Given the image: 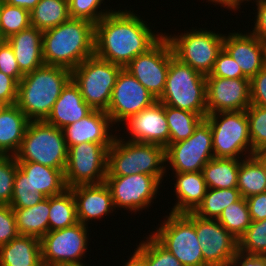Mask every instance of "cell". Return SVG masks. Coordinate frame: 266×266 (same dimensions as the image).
<instances>
[{"label":"cell","mask_w":266,"mask_h":266,"mask_svg":"<svg viewBox=\"0 0 266 266\" xmlns=\"http://www.w3.org/2000/svg\"><path fill=\"white\" fill-rule=\"evenodd\" d=\"M238 250L249 255L266 256V219L251 221L248 229L238 239Z\"/></svg>","instance_id":"cell-39"},{"label":"cell","mask_w":266,"mask_h":266,"mask_svg":"<svg viewBox=\"0 0 266 266\" xmlns=\"http://www.w3.org/2000/svg\"><path fill=\"white\" fill-rule=\"evenodd\" d=\"M251 104L266 108V65L250 80Z\"/></svg>","instance_id":"cell-47"},{"label":"cell","mask_w":266,"mask_h":266,"mask_svg":"<svg viewBox=\"0 0 266 266\" xmlns=\"http://www.w3.org/2000/svg\"><path fill=\"white\" fill-rule=\"evenodd\" d=\"M231 266H266V256L249 255L238 250Z\"/></svg>","instance_id":"cell-51"},{"label":"cell","mask_w":266,"mask_h":266,"mask_svg":"<svg viewBox=\"0 0 266 266\" xmlns=\"http://www.w3.org/2000/svg\"><path fill=\"white\" fill-rule=\"evenodd\" d=\"M217 221L239 239L251 224L246 198L242 197L239 201L228 205Z\"/></svg>","instance_id":"cell-36"},{"label":"cell","mask_w":266,"mask_h":266,"mask_svg":"<svg viewBox=\"0 0 266 266\" xmlns=\"http://www.w3.org/2000/svg\"><path fill=\"white\" fill-rule=\"evenodd\" d=\"M92 111L93 109L84 101L79 87L71 79L62 89L45 121L59 129H63L65 126L86 117Z\"/></svg>","instance_id":"cell-23"},{"label":"cell","mask_w":266,"mask_h":266,"mask_svg":"<svg viewBox=\"0 0 266 266\" xmlns=\"http://www.w3.org/2000/svg\"><path fill=\"white\" fill-rule=\"evenodd\" d=\"M18 163L15 156L0 155V205H10Z\"/></svg>","instance_id":"cell-43"},{"label":"cell","mask_w":266,"mask_h":266,"mask_svg":"<svg viewBox=\"0 0 266 266\" xmlns=\"http://www.w3.org/2000/svg\"><path fill=\"white\" fill-rule=\"evenodd\" d=\"M30 26V12L0 0V37L6 40Z\"/></svg>","instance_id":"cell-37"},{"label":"cell","mask_w":266,"mask_h":266,"mask_svg":"<svg viewBox=\"0 0 266 266\" xmlns=\"http://www.w3.org/2000/svg\"><path fill=\"white\" fill-rule=\"evenodd\" d=\"M251 221L266 219V192L246 198Z\"/></svg>","instance_id":"cell-50"},{"label":"cell","mask_w":266,"mask_h":266,"mask_svg":"<svg viewBox=\"0 0 266 266\" xmlns=\"http://www.w3.org/2000/svg\"><path fill=\"white\" fill-rule=\"evenodd\" d=\"M151 93L125 68L119 72L106 111L112 123L120 127L129 117L156 102Z\"/></svg>","instance_id":"cell-16"},{"label":"cell","mask_w":266,"mask_h":266,"mask_svg":"<svg viewBox=\"0 0 266 266\" xmlns=\"http://www.w3.org/2000/svg\"><path fill=\"white\" fill-rule=\"evenodd\" d=\"M256 4L253 7V10L256 12H252V14L256 15L253 17L255 21L254 26L252 25L251 30H249L252 34L258 37L262 42L266 43V0H258L253 2Z\"/></svg>","instance_id":"cell-49"},{"label":"cell","mask_w":266,"mask_h":266,"mask_svg":"<svg viewBox=\"0 0 266 266\" xmlns=\"http://www.w3.org/2000/svg\"><path fill=\"white\" fill-rule=\"evenodd\" d=\"M90 231L87 225L79 222L68 228L48 231L40 239L43 266H87L84 260L89 252Z\"/></svg>","instance_id":"cell-11"},{"label":"cell","mask_w":266,"mask_h":266,"mask_svg":"<svg viewBox=\"0 0 266 266\" xmlns=\"http://www.w3.org/2000/svg\"><path fill=\"white\" fill-rule=\"evenodd\" d=\"M119 133L108 149L107 176L149 174L163 182L166 174L165 148L156 144L124 140Z\"/></svg>","instance_id":"cell-4"},{"label":"cell","mask_w":266,"mask_h":266,"mask_svg":"<svg viewBox=\"0 0 266 266\" xmlns=\"http://www.w3.org/2000/svg\"><path fill=\"white\" fill-rule=\"evenodd\" d=\"M165 116L170 133V144L189 138L203 116L165 105Z\"/></svg>","instance_id":"cell-35"},{"label":"cell","mask_w":266,"mask_h":266,"mask_svg":"<svg viewBox=\"0 0 266 266\" xmlns=\"http://www.w3.org/2000/svg\"><path fill=\"white\" fill-rule=\"evenodd\" d=\"M111 145L83 142L68 147L64 171L67 188L104 183L107 176L108 149Z\"/></svg>","instance_id":"cell-12"},{"label":"cell","mask_w":266,"mask_h":266,"mask_svg":"<svg viewBox=\"0 0 266 266\" xmlns=\"http://www.w3.org/2000/svg\"><path fill=\"white\" fill-rule=\"evenodd\" d=\"M206 2H209L210 4H213L216 6L224 7L225 9H229V11H240L241 5H242V0H206ZM215 3V4H214Z\"/></svg>","instance_id":"cell-52"},{"label":"cell","mask_w":266,"mask_h":266,"mask_svg":"<svg viewBox=\"0 0 266 266\" xmlns=\"http://www.w3.org/2000/svg\"><path fill=\"white\" fill-rule=\"evenodd\" d=\"M17 96L18 82L0 71V102L5 106L14 105L17 102Z\"/></svg>","instance_id":"cell-48"},{"label":"cell","mask_w":266,"mask_h":266,"mask_svg":"<svg viewBox=\"0 0 266 266\" xmlns=\"http://www.w3.org/2000/svg\"><path fill=\"white\" fill-rule=\"evenodd\" d=\"M256 155L261 159V161L265 164L266 166V148L260 150Z\"/></svg>","instance_id":"cell-55"},{"label":"cell","mask_w":266,"mask_h":266,"mask_svg":"<svg viewBox=\"0 0 266 266\" xmlns=\"http://www.w3.org/2000/svg\"><path fill=\"white\" fill-rule=\"evenodd\" d=\"M18 168L28 177L30 185L45 197L63 193L67 188L60 169L29 161H17Z\"/></svg>","instance_id":"cell-28"},{"label":"cell","mask_w":266,"mask_h":266,"mask_svg":"<svg viewBox=\"0 0 266 266\" xmlns=\"http://www.w3.org/2000/svg\"><path fill=\"white\" fill-rule=\"evenodd\" d=\"M247 1L250 2V1H252V0H242V4H243V3H244V4L248 3ZM253 1L255 2V1H258V0H253Z\"/></svg>","instance_id":"cell-56"},{"label":"cell","mask_w":266,"mask_h":266,"mask_svg":"<svg viewBox=\"0 0 266 266\" xmlns=\"http://www.w3.org/2000/svg\"><path fill=\"white\" fill-rule=\"evenodd\" d=\"M122 266H147L146 261L134 250Z\"/></svg>","instance_id":"cell-54"},{"label":"cell","mask_w":266,"mask_h":266,"mask_svg":"<svg viewBox=\"0 0 266 266\" xmlns=\"http://www.w3.org/2000/svg\"><path fill=\"white\" fill-rule=\"evenodd\" d=\"M198 242L207 266H231L238 251V239L217 219H204L195 214Z\"/></svg>","instance_id":"cell-17"},{"label":"cell","mask_w":266,"mask_h":266,"mask_svg":"<svg viewBox=\"0 0 266 266\" xmlns=\"http://www.w3.org/2000/svg\"><path fill=\"white\" fill-rule=\"evenodd\" d=\"M175 180L174 193L176 203H173L171 213L193 212L202 202L207 192V185L202 172L179 173L172 172Z\"/></svg>","instance_id":"cell-25"},{"label":"cell","mask_w":266,"mask_h":266,"mask_svg":"<svg viewBox=\"0 0 266 266\" xmlns=\"http://www.w3.org/2000/svg\"><path fill=\"white\" fill-rule=\"evenodd\" d=\"M146 237L139 245L136 244L134 250L146 261L147 266H184L151 234Z\"/></svg>","instance_id":"cell-38"},{"label":"cell","mask_w":266,"mask_h":266,"mask_svg":"<svg viewBox=\"0 0 266 266\" xmlns=\"http://www.w3.org/2000/svg\"><path fill=\"white\" fill-rule=\"evenodd\" d=\"M105 184L110 189L115 209L118 211L123 208L136 215V212L146 211L152 207V203H156L153 200L160 195V186L163 187L156 176L143 173L106 176Z\"/></svg>","instance_id":"cell-14"},{"label":"cell","mask_w":266,"mask_h":266,"mask_svg":"<svg viewBox=\"0 0 266 266\" xmlns=\"http://www.w3.org/2000/svg\"><path fill=\"white\" fill-rule=\"evenodd\" d=\"M4 106L5 105L0 102V111L4 108Z\"/></svg>","instance_id":"cell-57"},{"label":"cell","mask_w":266,"mask_h":266,"mask_svg":"<svg viewBox=\"0 0 266 266\" xmlns=\"http://www.w3.org/2000/svg\"><path fill=\"white\" fill-rule=\"evenodd\" d=\"M125 122L122 123L123 128L117 129L119 133L126 126L127 130L126 132L124 130V133L127 135H124V140L156 144L164 148L170 144L165 105L158 100L146 109L132 115Z\"/></svg>","instance_id":"cell-18"},{"label":"cell","mask_w":266,"mask_h":266,"mask_svg":"<svg viewBox=\"0 0 266 266\" xmlns=\"http://www.w3.org/2000/svg\"><path fill=\"white\" fill-rule=\"evenodd\" d=\"M29 122L16 104L4 106L0 111V155L18 152Z\"/></svg>","instance_id":"cell-26"},{"label":"cell","mask_w":266,"mask_h":266,"mask_svg":"<svg viewBox=\"0 0 266 266\" xmlns=\"http://www.w3.org/2000/svg\"><path fill=\"white\" fill-rule=\"evenodd\" d=\"M150 234L184 266H207L195 229V214L169 213Z\"/></svg>","instance_id":"cell-7"},{"label":"cell","mask_w":266,"mask_h":266,"mask_svg":"<svg viewBox=\"0 0 266 266\" xmlns=\"http://www.w3.org/2000/svg\"><path fill=\"white\" fill-rule=\"evenodd\" d=\"M0 266H43L40 239L19 235L0 247Z\"/></svg>","instance_id":"cell-27"},{"label":"cell","mask_w":266,"mask_h":266,"mask_svg":"<svg viewBox=\"0 0 266 266\" xmlns=\"http://www.w3.org/2000/svg\"><path fill=\"white\" fill-rule=\"evenodd\" d=\"M105 3H107L105 0H68L70 18L83 19L97 24L108 13L117 9L116 7L109 9L104 6ZM102 4L105 9L102 8Z\"/></svg>","instance_id":"cell-41"},{"label":"cell","mask_w":266,"mask_h":266,"mask_svg":"<svg viewBox=\"0 0 266 266\" xmlns=\"http://www.w3.org/2000/svg\"><path fill=\"white\" fill-rule=\"evenodd\" d=\"M70 80L71 70L44 64L19 81L16 105L30 121L46 120Z\"/></svg>","instance_id":"cell-3"},{"label":"cell","mask_w":266,"mask_h":266,"mask_svg":"<svg viewBox=\"0 0 266 266\" xmlns=\"http://www.w3.org/2000/svg\"><path fill=\"white\" fill-rule=\"evenodd\" d=\"M19 235L13 209L10 205H0V247Z\"/></svg>","instance_id":"cell-45"},{"label":"cell","mask_w":266,"mask_h":266,"mask_svg":"<svg viewBox=\"0 0 266 266\" xmlns=\"http://www.w3.org/2000/svg\"><path fill=\"white\" fill-rule=\"evenodd\" d=\"M20 235L41 239L49 231L50 197L28 208H12Z\"/></svg>","instance_id":"cell-29"},{"label":"cell","mask_w":266,"mask_h":266,"mask_svg":"<svg viewBox=\"0 0 266 266\" xmlns=\"http://www.w3.org/2000/svg\"><path fill=\"white\" fill-rule=\"evenodd\" d=\"M113 125L112 120L105 111L93 110L81 120L65 126L62 131L67 147L83 142L113 144L117 136L114 132H118V130H115L118 127H113Z\"/></svg>","instance_id":"cell-22"},{"label":"cell","mask_w":266,"mask_h":266,"mask_svg":"<svg viewBox=\"0 0 266 266\" xmlns=\"http://www.w3.org/2000/svg\"><path fill=\"white\" fill-rule=\"evenodd\" d=\"M70 18L68 0H40L30 11V25L45 31Z\"/></svg>","instance_id":"cell-32"},{"label":"cell","mask_w":266,"mask_h":266,"mask_svg":"<svg viewBox=\"0 0 266 266\" xmlns=\"http://www.w3.org/2000/svg\"><path fill=\"white\" fill-rule=\"evenodd\" d=\"M241 198L238 188H208L202 202L193 213L204 219H218L228 205Z\"/></svg>","instance_id":"cell-34"},{"label":"cell","mask_w":266,"mask_h":266,"mask_svg":"<svg viewBox=\"0 0 266 266\" xmlns=\"http://www.w3.org/2000/svg\"><path fill=\"white\" fill-rule=\"evenodd\" d=\"M207 114L242 111L251 105L249 79L206 76Z\"/></svg>","instance_id":"cell-19"},{"label":"cell","mask_w":266,"mask_h":266,"mask_svg":"<svg viewBox=\"0 0 266 266\" xmlns=\"http://www.w3.org/2000/svg\"><path fill=\"white\" fill-rule=\"evenodd\" d=\"M162 104L207 115L206 76L176 57L170 59L165 89L158 99Z\"/></svg>","instance_id":"cell-5"},{"label":"cell","mask_w":266,"mask_h":266,"mask_svg":"<svg viewBox=\"0 0 266 266\" xmlns=\"http://www.w3.org/2000/svg\"><path fill=\"white\" fill-rule=\"evenodd\" d=\"M173 56L171 44L163 36L147 52L135 57L125 69L158 100L164 92L170 59Z\"/></svg>","instance_id":"cell-15"},{"label":"cell","mask_w":266,"mask_h":266,"mask_svg":"<svg viewBox=\"0 0 266 266\" xmlns=\"http://www.w3.org/2000/svg\"><path fill=\"white\" fill-rule=\"evenodd\" d=\"M246 113L252 150L256 154L266 148V108L251 104Z\"/></svg>","instance_id":"cell-42"},{"label":"cell","mask_w":266,"mask_h":266,"mask_svg":"<svg viewBox=\"0 0 266 266\" xmlns=\"http://www.w3.org/2000/svg\"><path fill=\"white\" fill-rule=\"evenodd\" d=\"M213 158L212 131L204 118L189 138L165 148L166 173L169 171L167 169L179 173L202 172L206 163Z\"/></svg>","instance_id":"cell-13"},{"label":"cell","mask_w":266,"mask_h":266,"mask_svg":"<svg viewBox=\"0 0 266 266\" xmlns=\"http://www.w3.org/2000/svg\"><path fill=\"white\" fill-rule=\"evenodd\" d=\"M2 1L12 6L24 8L30 12L40 0H2Z\"/></svg>","instance_id":"cell-53"},{"label":"cell","mask_w":266,"mask_h":266,"mask_svg":"<svg viewBox=\"0 0 266 266\" xmlns=\"http://www.w3.org/2000/svg\"><path fill=\"white\" fill-rule=\"evenodd\" d=\"M265 64H266V46H265Z\"/></svg>","instance_id":"cell-58"},{"label":"cell","mask_w":266,"mask_h":266,"mask_svg":"<svg viewBox=\"0 0 266 266\" xmlns=\"http://www.w3.org/2000/svg\"><path fill=\"white\" fill-rule=\"evenodd\" d=\"M207 76L228 79H247L243 75L241 67L237 65V62L228 54V52L224 48L218 54L212 72Z\"/></svg>","instance_id":"cell-44"},{"label":"cell","mask_w":266,"mask_h":266,"mask_svg":"<svg viewBox=\"0 0 266 266\" xmlns=\"http://www.w3.org/2000/svg\"><path fill=\"white\" fill-rule=\"evenodd\" d=\"M237 188L243 198L266 192V166L257 155L240 161Z\"/></svg>","instance_id":"cell-30"},{"label":"cell","mask_w":266,"mask_h":266,"mask_svg":"<svg viewBox=\"0 0 266 266\" xmlns=\"http://www.w3.org/2000/svg\"><path fill=\"white\" fill-rule=\"evenodd\" d=\"M46 197L37 192L29 183L28 177L18 168L14 178L11 208H28Z\"/></svg>","instance_id":"cell-40"},{"label":"cell","mask_w":266,"mask_h":266,"mask_svg":"<svg viewBox=\"0 0 266 266\" xmlns=\"http://www.w3.org/2000/svg\"><path fill=\"white\" fill-rule=\"evenodd\" d=\"M95 24L69 18L58 26L43 31L42 55L46 65L75 69L94 56Z\"/></svg>","instance_id":"cell-2"},{"label":"cell","mask_w":266,"mask_h":266,"mask_svg":"<svg viewBox=\"0 0 266 266\" xmlns=\"http://www.w3.org/2000/svg\"><path fill=\"white\" fill-rule=\"evenodd\" d=\"M216 158L244 159L256 155L252 150L246 110L207 114Z\"/></svg>","instance_id":"cell-8"},{"label":"cell","mask_w":266,"mask_h":266,"mask_svg":"<svg viewBox=\"0 0 266 266\" xmlns=\"http://www.w3.org/2000/svg\"><path fill=\"white\" fill-rule=\"evenodd\" d=\"M224 33L223 48L241 67L243 75L251 80L265 64V46L262 42L251 32L235 31Z\"/></svg>","instance_id":"cell-20"},{"label":"cell","mask_w":266,"mask_h":266,"mask_svg":"<svg viewBox=\"0 0 266 266\" xmlns=\"http://www.w3.org/2000/svg\"><path fill=\"white\" fill-rule=\"evenodd\" d=\"M69 189L72 191L76 202L79 223L88 226V224H93V221L95 223L105 216L111 215V213L115 212L116 214L110 189L105 182L77 185Z\"/></svg>","instance_id":"cell-21"},{"label":"cell","mask_w":266,"mask_h":266,"mask_svg":"<svg viewBox=\"0 0 266 266\" xmlns=\"http://www.w3.org/2000/svg\"><path fill=\"white\" fill-rule=\"evenodd\" d=\"M17 161H29L65 171L68 147L62 129L45 120L30 121L21 146L14 155Z\"/></svg>","instance_id":"cell-6"},{"label":"cell","mask_w":266,"mask_h":266,"mask_svg":"<svg viewBox=\"0 0 266 266\" xmlns=\"http://www.w3.org/2000/svg\"><path fill=\"white\" fill-rule=\"evenodd\" d=\"M192 28L178 35L164 32V36L171 44L174 57L207 76L212 72L215 60L223 49L224 34L207 28Z\"/></svg>","instance_id":"cell-9"},{"label":"cell","mask_w":266,"mask_h":266,"mask_svg":"<svg viewBox=\"0 0 266 266\" xmlns=\"http://www.w3.org/2000/svg\"><path fill=\"white\" fill-rule=\"evenodd\" d=\"M121 69V66L94 55L71 71V79L79 87L84 101L93 110L106 112Z\"/></svg>","instance_id":"cell-10"},{"label":"cell","mask_w":266,"mask_h":266,"mask_svg":"<svg viewBox=\"0 0 266 266\" xmlns=\"http://www.w3.org/2000/svg\"><path fill=\"white\" fill-rule=\"evenodd\" d=\"M49 231L71 227L78 223L76 202L68 188L63 193L50 196Z\"/></svg>","instance_id":"cell-33"},{"label":"cell","mask_w":266,"mask_h":266,"mask_svg":"<svg viewBox=\"0 0 266 266\" xmlns=\"http://www.w3.org/2000/svg\"><path fill=\"white\" fill-rule=\"evenodd\" d=\"M42 36L43 31L30 25L6 39L14 51L18 67L23 74L45 64L42 55Z\"/></svg>","instance_id":"cell-24"},{"label":"cell","mask_w":266,"mask_h":266,"mask_svg":"<svg viewBox=\"0 0 266 266\" xmlns=\"http://www.w3.org/2000/svg\"><path fill=\"white\" fill-rule=\"evenodd\" d=\"M242 159L214 157L203 167L207 188H237V178Z\"/></svg>","instance_id":"cell-31"},{"label":"cell","mask_w":266,"mask_h":266,"mask_svg":"<svg viewBox=\"0 0 266 266\" xmlns=\"http://www.w3.org/2000/svg\"><path fill=\"white\" fill-rule=\"evenodd\" d=\"M0 71L13 77L18 83L24 76L18 67L14 51L6 40L0 42Z\"/></svg>","instance_id":"cell-46"},{"label":"cell","mask_w":266,"mask_h":266,"mask_svg":"<svg viewBox=\"0 0 266 266\" xmlns=\"http://www.w3.org/2000/svg\"><path fill=\"white\" fill-rule=\"evenodd\" d=\"M124 8L108 13L95 24L94 38V55L122 68L164 36L163 32L153 30L135 10Z\"/></svg>","instance_id":"cell-1"}]
</instances>
